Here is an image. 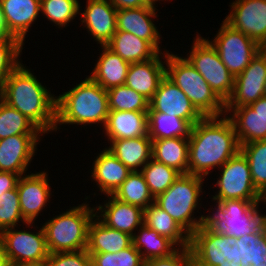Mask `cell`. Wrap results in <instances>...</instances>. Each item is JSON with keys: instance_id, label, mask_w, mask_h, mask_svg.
<instances>
[{"instance_id": "1", "label": "cell", "mask_w": 266, "mask_h": 266, "mask_svg": "<svg viewBox=\"0 0 266 266\" xmlns=\"http://www.w3.org/2000/svg\"><path fill=\"white\" fill-rule=\"evenodd\" d=\"M239 151L237 135L226 115L203 117L192 126L189 136L188 174L206 179Z\"/></svg>"}, {"instance_id": "2", "label": "cell", "mask_w": 266, "mask_h": 266, "mask_svg": "<svg viewBox=\"0 0 266 266\" xmlns=\"http://www.w3.org/2000/svg\"><path fill=\"white\" fill-rule=\"evenodd\" d=\"M31 70L21 63L5 81L0 98L27 117L44 134L54 133L57 96Z\"/></svg>"}, {"instance_id": "3", "label": "cell", "mask_w": 266, "mask_h": 266, "mask_svg": "<svg viewBox=\"0 0 266 266\" xmlns=\"http://www.w3.org/2000/svg\"><path fill=\"white\" fill-rule=\"evenodd\" d=\"M109 111L107 90L86 76L82 82L57 95L54 132L60 131V125L64 124L81 125V129L95 124L99 129L104 128Z\"/></svg>"}, {"instance_id": "4", "label": "cell", "mask_w": 266, "mask_h": 266, "mask_svg": "<svg viewBox=\"0 0 266 266\" xmlns=\"http://www.w3.org/2000/svg\"><path fill=\"white\" fill-rule=\"evenodd\" d=\"M85 202L61 211L59 214L41 223L50 253L75 252L85 250L88 243V229L95 217V207ZM88 202V203H87Z\"/></svg>"}, {"instance_id": "5", "label": "cell", "mask_w": 266, "mask_h": 266, "mask_svg": "<svg viewBox=\"0 0 266 266\" xmlns=\"http://www.w3.org/2000/svg\"><path fill=\"white\" fill-rule=\"evenodd\" d=\"M205 180L193 174H181L164 193L154 198V203L166 211L189 235L204 224L205 212L202 214L199 210L202 209V195L206 192L203 191ZM195 211L200 215L195 217Z\"/></svg>"}, {"instance_id": "6", "label": "cell", "mask_w": 266, "mask_h": 266, "mask_svg": "<svg viewBox=\"0 0 266 266\" xmlns=\"http://www.w3.org/2000/svg\"><path fill=\"white\" fill-rule=\"evenodd\" d=\"M260 202L243 199L213 201L212 207L204 209L209 213L205 214L204 225L215 234L237 239L245 234L264 232L266 214L259 210Z\"/></svg>"}, {"instance_id": "7", "label": "cell", "mask_w": 266, "mask_h": 266, "mask_svg": "<svg viewBox=\"0 0 266 266\" xmlns=\"http://www.w3.org/2000/svg\"><path fill=\"white\" fill-rule=\"evenodd\" d=\"M178 55L166 52V76L182 90L204 117L225 115V103L184 54Z\"/></svg>"}, {"instance_id": "8", "label": "cell", "mask_w": 266, "mask_h": 266, "mask_svg": "<svg viewBox=\"0 0 266 266\" xmlns=\"http://www.w3.org/2000/svg\"><path fill=\"white\" fill-rule=\"evenodd\" d=\"M24 225L23 229L19 225L0 233L7 262L9 266H42L50 254L43 227L35 222Z\"/></svg>"}, {"instance_id": "9", "label": "cell", "mask_w": 266, "mask_h": 266, "mask_svg": "<svg viewBox=\"0 0 266 266\" xmlns=\"http://www.w3.org/2000/svg\"><path fill=\"white\" fill-rule=\"evenodd\" d=\"M197 34L185 55L188 62L202 75L215 94L226 103L231 97L235 77L223 64L216 48L207 37Z\"/></svg>"}, {"instance_id": "10", "label": "cell", "mask_w": 266, "mask_h": 266, "mask_svg": "<svg viewBox=\"0 0 266 266\" xmlns=\"http://www.w3.org/2000/svg\"><path fill=\"white\" fill-rule=\"evenodd\" d=\"M218 173L213 185L216 192L209 196L211 202L236 199L262 201L263 195L255 188L249 162L241 151L220 167Z\"/></svg>"}, {"instance_id": "11", "label": "cell", "mask_w": 266, "mask_h": 266, "mask_svg": "<svg viewBox=\"0 0 266 266\" xmlns=\"http://www.w3.org/2000/svg\"><path fill=\"white\" fill-rule=\"evenodd\" d=\"M237 238L215 234L202 224L190 235L196 266H241Z\"/></svg>"}, {"instance_id": "12", "label": "cell", "mask_w": 266, "mask_h": 266, "mask_svg": "<svg viewBox=\"0 0 266 266\" xmlns=\"http://www.w3.org/2000/svg\"><path fill=\"white\" fill-rule=\"evenodd\" d=\"M219 26L214 38L207 39L216 48L229 72L236 77L263 48L224 19Z\"/></svg>"}, {"instance_id": "13", "label": "cell", "mask_w": 266, "mask_h": 266, "mask_svg": "<svg viewBox=\"0 0 266 266\" xmlns=\"http://www.w3.org/2000/svg\"><path fill=\"white\" fill-rule=\"evenodd\" d=\"M24 174L19 177L17 190L19 196L20 210L26 222H35L38 216H42L45 207L50 203L52 194L48 170ZM30 173V174H29ZM42 213V214H41ZM40 214V215H39Z\"/></svg>"}, {"instance_id": "14", "label": "cell", "mask_w": 266, "mask_h": 266, "mask_svg": "<svg viewBox=\"0 0 266 266\" xmlns=\"http://www.w3.org/2000/svg\"><path fill=\"white\" fill-rule=\"evenodd\" d=\"M224 20L266 48V0H235Z\"/></svg>"}, {"instance_id": "15", "label": "cell", "mask_w": 266, "mask_h": 266, "mask_svg": "<svg viewBox=\"0 0 266 266\" xmlns=\"http://www.w3.org/2000/svg\"><path fill=\"white\" fill-rule=\"evenodd\" d=\"M266 80V49L263 48L235 77L234 89L225 107H241L254 103L264 95Z\"/></svg>"}, {"instance_id": "16", "label": "cell", "mask_w": 266, "mask_h": 266, "mask_svg": "<svg viewBox=\"0 0 266 266\" xmlns=\"http://www.w3.org/2000/svg\"><path fill=\"white\" fill-rule=\"evenodd\" d=\"M45 134H18L0 139V171L27 174ZM36 153V154H35Z\"/></svg>"}, {"instance_id": "17", "label": "cell", "mask_w": 266, "mask_h": 266, "mask_svg": "<svg viewBox=\"0 0 266 266\" xmlns=\"http://www.w3.org/2000/svg\"><path fill=\"white\" fill-rule=\"evenodd\" d=\"M147 112H162L187 120L192 126L204 116L196 109L182 90L165 76L153 98L149 101Z\"/></svg>"}, {"instance_id": "18", "label": "cell", "mask_w": 266, "mask_h": 266, "mask_svg": "<svg viewBox=\"0 0 266 266\" xmlns=\"http://www.w3.org/2000/svg\"><path fill=\"white\" fill-rule=\"evenodd\" d=\"M79 8V25L87 29L97 45H106L117 31V9L109 0H86L85 9Z\"/></svg>"}, {"instance_id": "19", "label": "cell", "mask_w": 266, "mask_h": 266, "mask_svg": "<svg viewBox=\"0 0 266 266\" xmlns=\"http://www.w3.org/2000/svg\"><path fill=\"white\" fill-rule=\"evenodd\" d=\"M158 11L159 9L147 5L117 10V31L129 32L148 41L159 53L168 52L169 50L166 49V46L163 48L164 50L161 48L162 34H160L161 31H158L156 22H154L159 17L157 15Z\"/></svg>"}, {"instance_id": "20", "label": "cell", "mask_w": 266, "mask_h": 266, "mask_svg": "<svg viewBox=\"0 0 266 266\" xmlns=\"http://www.w3.org/2000/svg\"><path fill=\"white\" fill-rule=\"evenodd\" d=\"M107 197L102 204L94 205L95 216L106 226L130 234L131 236L143 225L144 209Z\"/></svg>"}, {"instance_id": "21", "label": "cell", "mask_w": 266, "mask_h": 266, "mask_svg": "<svg viewBox=\"0 0 266 266\" xmlns=\"http://www.w3.org/2000/svg\"><path fill=\"white\" fill-rule=\"evenodd\" d=\"M165 76L166 52H162L150 60L131 63L125 85L150 101Z\"/></svg>"}, {"instance_id": "22", "label": "cell", "mask_w": 266, "mask_h": 266, "mask_svg": "<svg viewBox=\"0 0 266 266\" xmlns=\"http://www.w3.org/2000/svg\"><path fill=\"white\" fill-rule=\"evenodd\" d=\"M90 171L92 182L96 186L98 195H112L127 179L131 171L106 148L97 153Z\"/></svg>"}, {"instance_id": "23", "label": "cell", "mask_w": 266, "mask_h": 266, "mask_svg": "<svg viewBox=\"0 0 266 266\" xmlns=\"http://www.w3.org/2000/svg\"><path fill=\"white\" fill-rule=\"evenodd\" d=\"M0 4L11 34L25 45L27 33L41 16V0H0Z\"/></svg>"}, {"instance_id": "24", "label": "cell", "mask_w": 266, "mask_h": 266, "mask_svg": "<svg viewBox=\"0 0 266 266\" xmlns=\"http://www.w3.org/2000/svg\"><path fill=\"white\" fill-rule=\"evenodd\" d=\"M99 48L101 53L98 54L99 57L95 60L93 70L88 76L105 90L125 85L131 63L123 60L106 45H100Z\"/></svg>"}, {"instance_id": "25", "label": "cell", "mask_w": 266, "mask_h": 266, "mask_svg": "<svg viewBox=\"0 0 266 266\" xmlns=\"http://www.w3.org/2000/svg\"><path fill=\"white\" fill-rule=\"evenodd\" d=\"M107 141L109 146L105 148L131 172L141 171L152 159V140L149 135Z\"/></svg>"}, {"instance_id": "26", "label": "cell", "mask_w": 266, "mask_h": 266, "mask_svg": "<svg viewBox=\"0 0 266 266\" xmlns=\"http://www.w3.org/2000/svg\"><path fill=\"white\" fill-rule=\"evenodd\" d=\"M106 140L136 138L148 135L147 112L109 111L102 130Z\"/></svg>"}, {"instance_id": "27", "label": "cell", "mask_w": 266, "mask_h": 266, "mask_svg": "<svg viewBox=\"0 0 266 266\" xmlns=\"http://www.w3.org/2000/svg\"><path fill=\"white\" fill-rule=\"evenodd\" d=\"M240 145L266 140V117L255 113L249 106L225 107Z\"/></svg>"}, {"instance_id": "28", "label": "cell", "mask_w": 266, "mask_h": 266, "mask_svg": "<svg viewBox=\"0 0 266 266\" xmlns=\"http://www.w3.org/2000/svg\"><path fill=\"white\" fill-rule=\"evenodd\" d=\"M133 244L128 233L112 229L103 224L96 216L88 229V253H117Z\"/></svg>"}, {"instance_id": "29", "label": "cell", "mask_w": 266, "mask_h": 266, "mask_svg": "<svg viewBox=\"0 0 266 266\" xmlns=\"http://www.w3.org/2000/svg\"><path fill=\"white\" fill-rule=\"evenodd\" d=\"M189 137L152 140V159L188 174Z\"/></svg>"}, {"instance_id": "30", "label": "cell", "mask_w": 266, "mask_h": 266, "mask_svg": "<svg viewBox=\"0 0 266 266\" xmlns=\"http://www.w3.org/2000/svg\"><path fill=\"white\" fill-rule=\"evenodd\" d=\"M106 46L129 63L144 62L159 53L148 41L125 31H116Z\"/></svg>"}, {"instance_id": "31", "label": "cell", "mask_w": 266, "mask_h": 266, "mask_svg": "<svg viewBox=\"0 0 266 266\" xmlns=\"http://www.w3.org/2000/svg\"><path fill=\"white\" fill-rule=\"evenodd\" d=\"M143 224L171 240L178 248L190 247V235L154 202L144 209Z\"/></svg>"}, {"instance_id": "32", "label": "cell", "mask_w": 266, "mask_h": 266, "mask_svg": "<svg viewBox=\"0 0 266 266\" xmlns=\"http://www.w3.org/2000/svg\"><path fill=\"white\" fill-rule=\"evenodd\" d=\"M132 240L144 261L169 256L178 249L171 240L144 224L134 233Z\"/></svg>"}, {"instance_id": "33", "label": "cell", "mask_w": 266, "mask_h": 266, "mask_svg": "<svg viewBox=\"0 0 266 266\" xmlns=\"http://www.w3.org/2000/svg\"><path fill=\"white\" fill-rule=\"evenodd\" d=\"M148 135L151 140L189 137L192 125L185 119L162 112H147Z\"/></svg>"}, {"instance_id": "34", "label": "cell", "mask_w": 266, "mask_h": 266, "mask_svg": "<svg viewBox=\"0 0 266 266\" xmlns=\"http://www.w3.org/2000/svg\"><path fill=\"white\" fill-rule=\"evenodd\" d=\"M112 196L119 201L139 206L142 209L154 202V197L140 171L131 172Z\"/></svg>"}, {"instance_id": "35", "label": "cell", "mask_w": 266, "mask_h": 266, "mask_svg": "<svg viewBox=\"0 0 266 266\" xmlns=\"http://www.w3.org/2000/svg\"><path fill=\"white\" fill-rule=\"evenodd\" d=\"M18 134H44L33 122L0 98V139Z\"/></svg>"}, {"instance_id": "36", "label": "cell", "mask_w": 266, "mask_h": 266, "mask_svg": "<svg viewBox=\"0 0 266 266\" xmlns=\"http://www.w3.org/2000/svg\"><path fill=\"white\" fill-rule=\"evenodd\" d=\"M80 5L79 0H41V16L63 30L79 16Z\"/></svg>"}, {"instance_id": "37", "label": "cell", "mask_w": 266, "mask_h": 266, "mask_svg": "<svg viewBox=\"0 0 266 266\" xmlns=\"http://www.w3.org/2000/svg\"><path fill=\"white\" fill-rule=\"evenodd\" d=\"M240 151L247 158L255 188L266 193V140L240 145Z\"/></svg>"}, {"instance_id": "38", "label": "cell", "mask_w": 266, "mask_h": 266, "mask_svg": "<svg viewBox=\"0 0 266 266\" xmlns=\"http://www.w3.org/2000/svg\"><path fill=\"white\" fill-rule=\"evenodd\" d=\"M110 111L147 112L149 100L126 85L107 90Z\"/></svg>"}, {"instance_id": "39", "label": "cell", "mask_w": 266, "mask_h": 266, "mask_svg": "<svg viewBox=\"0 0 266 266\" xmlns=\"http://www.w3.org/2000/svg\"><path fill=\"white\" fill-rule=\"evenodd\" d=\"M155 198L164 193L181 175L175 169L151 159L140 171Z\"/></svg>"}, {"instance_id": "40", "label": "cell", "mask_w": 266, "mask_h": 266, "mask_svg": "<svg viewBox=\"0 0 266 266\" xmlns=\"http://www.w3.org/2000/svg\"><path fill=\"white\" fill-rule=\"evenodd\" d=\"M236 243L241 265L266 266V230L261 233L245 234L239 237Z\"/></svg>"}, {"instance_id": "41", "label": "cell", "mask_w": 266, "mask_h": 266, "mask_svg": "<svg viewBox=\"0 0 266 266\" xmlns=\"http://www.w3.org/2000/svg\"><path fill=\"white\" fill-rule=\"evenodd\" d=\"M23 46L18 39L0 40V91L9 75L22 63Z\"/></svg>"}, {"instance_id": "42", "label": "cell", "mask_w": 266, "mask_h": 266, "mask_svg": "<svg viewBox=\"0 0 266 266\" xmlns=\"http://www.w3.org/2000/svg\"><path fill=\"white\" fill-rule=\"evenodd\" d=\"M91 266H144L141 253L132 244L117 253H89Z\"/></svg>"}, {"instance_id": "43", "label": "cell", "mask_w": 266, "mask_h": 266, "mask_svg": "<svg viewBox=\"0 0 266 266\" xmlns=\"http://www.w3.org/2000/svg\"><path fill=\"white\" fill-rule=\"evenodd\" d=\"M26 223L22 217L17 188L0 195V233Z\"/></svg>"}, {"instance_id": "44", "label": "cell", "mask_w": 266, "mask_h": 266, "mask_svg": "<svg viewBox=\"0 0 266 266\" xmlns=\"http://www.w3.org/2000/svg\"><path fill=\"white\" fill-rule=\"evenodd\" d=\"M44 266H91V256L87 250L50 253Z\"/></svg>"}, {"instance_id": "45", "label": "cell", "mask_w": 266, "mask_h": 266, "mask_svg": "<svg viewBox=\"0 0 266 266\" xmlns=\"http://www.w3.org/2000/svg\"><path fill=\"white\" fill-rule=\"evenodd\" d=\"M144 266H196V263L190 247H185L169 256L146 260Z\"/></svg>"}, {"instance_id": "46", "label": "cell", "mask_w": 266, "mask_h": 266, "mask_svg": "<svg viewBox=\"0 0 266 266\" xmlns=\"http://www.w3.org/2000/svg\"><path fill=\"white\" fill-rule=\"evenodd\" d=\"M19 175L13 172L0 171V195L13 190L17 186Z\"/></svg>"}, {"instance_id": "47", "label": "cell", "mask_w": 266, "mask_h": 266, "mask_svg": "<svg viewBox=\"0 0 266 266\" xmlns=\"http://www.w3.org/2000/svg\"><path fill=\"white\" fill-rule=\"evenodd\" d=\"M111 4L117 9H132L146 6L144 0H109Z\"/></svg>"}, {"instance_id": "48", "label": "cell", "mask_w": 266, "mask_h": 266, "mask_svg": "<svg viewBox=\"0 0 266 266\" xmlns=\"http://www.w3.org/2000/svg\"><path fill=\"white\" fill-rule=\"evenodd\" d=\"M5 39H17L15 38L10 30L7 27L5 18H4V14L2 11V7L0 4V40H5Z\"/></svg>"}, {"instance_id": "49", "label": "cell", "mask_w": 266, "mask_h": 266, "mask_svg": "<svg viewBox=\"0 0 266 266\" xmlns=\"http://www.w3.org/2000/svg\"><path fill=\"white\" fill-rule=\"evenodd\" d=\"M249 106L255 111V113L266 117V96L259 98Z\"/></svg>"}, {"instance_id": "50", "label": "cell", "mask_w": 266, "mask_h": 266, "mask_svg": "<svg viewBox=\"0 0 266 266\" xmlns=\"http://www.w3.org/2000/svg\"><path fill=\"white\" fill-rule=\"evenodd\" d=\"M0 266H9L4 252V247L1 241H0Z\"/></svg>"}, {"instance_id": "51", "label": "cell", "mask_w": 266, "mask_h": 266, "mask_svg": "<svg viewBox=\"0 0 266 266\" xmlns=\"http://www.w3.org/2000/svg\"><path fill=\"white\" fill-rule=\"evenodd\" d=\"M163 2L164 1V3H165V1L167 2V1H169L170 2V0H144V3H145V5H147V6H150V7H153V8H156V7H158V4H157V2ZM172 1V0H171ZM157 5V6H156Z\"/></svg>"}, {"instance_id": "52", "label": "cell", "mask_w": 266, "mask_h": 266, "mask_svg": "<svg viewBox=\"0 0 266 266\" xmlns=\"http://www.w3.org/2000/svg\"><path fill=\"white\" fill-rule=\"evenodd\" d=\"M261 203H264L266 205V193L262 196V202Z\"/></svg>"}, {"instance_id": "53", "label": "cell", "mask_w": 266, "mask_h": 266, "mask_svg": "<svg viewBox=\"0 0 266 266\" xmlns=\"http://www.w3.org/2000/svg\"><path fill=\"white\" fill-rule=\"evenodd\" d=\"M264 95L266 96V80H265V83H264Z\"/></svg>"}]
</instances>
